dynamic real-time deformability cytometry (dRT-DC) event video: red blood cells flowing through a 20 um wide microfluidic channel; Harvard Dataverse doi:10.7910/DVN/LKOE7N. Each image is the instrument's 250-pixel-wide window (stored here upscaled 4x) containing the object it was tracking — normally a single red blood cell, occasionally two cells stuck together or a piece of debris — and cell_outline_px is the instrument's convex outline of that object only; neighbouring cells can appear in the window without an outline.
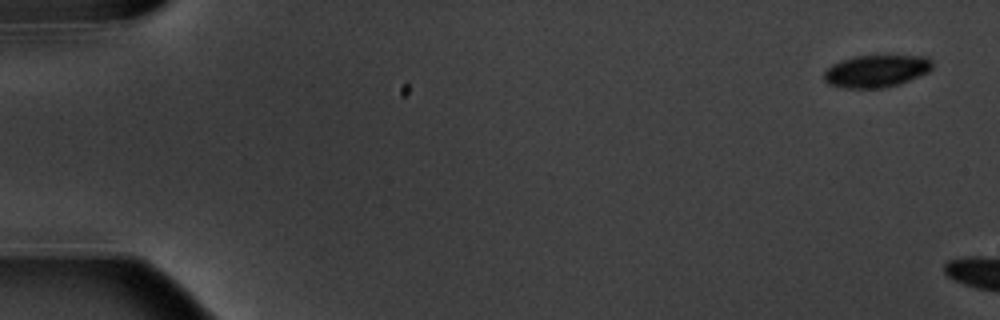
{"species": "common noctule bat (a hibernating species)", "species_latin": "Nyctalus noctula", "temperature_condition": "warm", "stored_images_in_passage": 2, "camera_frame_rate_fps": 3000, "um_per_image_px": 0.085, "animal": {"sex": "male", "body_mass_g": 20.1, "forearm_length_mm": 53.5}, "frame": {"image": 1, "passage_image": 1, "time_ms": 0.0, "image_size_px": [1000, 320], "cell_outline_px": [[932, 68], [928, 72], [900, 84], [884, 88], [844, 88], [828, 84], [824, 80], [824, 72], [832, 64], [840, 60], [856, 56], [928, 56], [932, 60]], "centroid_in_image_um": [74.48, 6.04], "position_along_channel_um": 10.5, "area_um2": 20.46}}